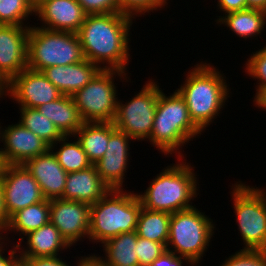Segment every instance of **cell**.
I'll list each match as a JSON object with an SVG mask.
<instances>
[{"label": "cell", "mask_w": 266, "mask_h": 266, "mask_svg": "<svg viewBox=\"0 0 266 266\" xmlns=\"http://www.w3.org/2000/svg\"><path fill=\"white\" fill-rule=\"evenodd\" d=\"M194 207L171 214L169 238L166 249L188 258L195 266L206 256L215 223L205 212Z\"/></svg>", "instance_id": "8992f818"}, {"label": "cell", "mask_w": 266, "mask_h": 266, "mask_svg": "<svg viewBox=\"0 0 266 266\" xmlns=\"http://www.w3.org/2000/svg\"><path fill=\"white\" fill-rule=\"evenodd\" d=\"M235 181L230 191L242 249L266 250V190Z\"/></svg>", "instance_id": "ba28073f"}, {"label": "cell", "mask_w": 266, "mask_h": 266, "mask_svg": "<svg viewBox=\"0 0 266 266\" xmlns=\"http://www.w3.org/2000/svg\"><path fill=\"white\" fill-rule=\"evenodd\" d=\"M30 266H71L61 256L30 258Z\"/></svg>", "instance_id": "f35d334b"}, {"label": "cell", "mask_w": 266, "mask_h": 266, "mask_svg": "<svg viewBox=\"0 0 266 266\" xmlns=\"http://www.w3.org/2000/svg\"><path fill=\"white\" fill-rule=\"evenodd\" d=\"M4 166H5V163L3 161L2 154L0 153V179H1V176H2V172H3Z\"/></svg>", "instance_id": "bcb514c9"}, {"label": "cell", "mask_w": 266, "mask_h": 266, "mask_svg": "<svg viewBox=\"0 0 266 266\" xmlns=\"http://www.w3.org/2000/svg\"><path fill=\"white\" fill-rule=\"evenodd\" d=\"M132 140L134 142L125 132L116 129L109 137L104 156L94 164L101 180L109 189H124Z\"/></svg>", "instance_id": "9a60e30c"}, {"label": "cell", "mask_w": 266, "mask_h": 266, "mask_svg": "<svg viewBox=\"0 0 266 266\" xmlns=\"http://www.w3.org/2000/svg\"><path fill=\"white\" fill-rule=\"evenodd\" d=\"M247 8L258 9L266 12V0H246Z\"/></svg>", "instance_id": "7bdbcfd3"}, {"label": "cell", "mask_w": 266, "mask_h": 266, "mask_svg": "<svg viewBox=\"0 0 266 266\" xmlns=\"http://www.w3.org/2000/svg\"><path fill=\"white\" fill-rule=\"evenodd\" d=\"M115 130L113 122H83L73 137L81 143L89 161L94 165L104 156L109 137Z\"/></svg>", "instance_id": "d4e9b609"}, {"label": "cell", "mask_w": 266, "mask_h": 266, "mask_svg": "<svg viewBox=\"0 0 266 266\" xmlns=\"http://www.w3.org/2000/svg\"><path fill=\"white\" fill-rule=\"evenodd\" d=\"M71 136H63L60 140L50 146L60 166L67 172H77L92 166L81 143L76 137L72 142ZM70 139V141H69ZM59 143V147L57 149Z\"/></svg>", "instance_id": "83f0119b"}, {"label": "cell", "mask_w": 266, "mask_h": 266, "mask_svg": "<svg viewBox=\"0 0 266 266\" xmlns=\"http://www.w3.org/2000/svg\"><path fill=\"white\" fill-rule=\"evenodd\" d=\"M8 222L9 218L5 210L3 190L0 180V235L3 234L4 230L7 228Z\"/></svg>", "instance_id": "60d3db41"}, {"label": "cell", "mask_w": 266, "mask_h": 266, "mask_svg": "<svg viewBox=\"0 0 266 266\" xmlns=\"http://www.w3.org/2000/svg\"><path fill=\"white\" fill-rule=\"evenodd\" d=\"M207 62H198L189 69L176 89L185 99L191 120L203 133L222 113L232 93L224 73Z\"/></svg>", "instance_id": "7a4b0ae2"}, {"label": "cell", "mask_w": 266, "mask_h": 266, "mask_svg": "<svg viewBox=\"0 0 266 266\" xmlns=\"http://www.w3.org/2000/svg\"><path fill=\"white\" fill-rule=\"evenodd\" d=\"M128 75L120 70L101 69L72 96L83 122L114 121L118 101L115 79L118 80L117 76L122 82H131Z\"/></svg>", "instance_id": "9c48e42d"}, {"label": "cell", "mask_w": 266, "mask_h": 266, "mask_svg": "<svg viewBox=\"0 0 266 266\" xmlns=\"http://www.w3.org/2000/svg\"><path fill=\"white\" fill-rule=\"evenodd\" d=\"M170 219V213L149 210L141 207L136 228L138 237L163 243L165 246H167Z\"/></svg>", "instance_id": "4316f807"}, {"label": "cell", "mask_w": 266, "mask_h": 266, "mask_svg": "<svg viewBox=\"0 0 266 266\" xmlns=\"http://www.w3.org/2000/svg\"><path fill=\"white\" fill-rule=\"evenodd\" d=\"M217 9L223 15L233 11H239L247 9V1L246 0H218L217 1ZM222 11V12H221Z\"/></svg>", "instance_id": "8d00e7d4"}, {"label": "cell", "mask_w": 266, "mask_h": 266, "mask_svg": "<svg viewBox=\"0 0 266 266\" xmlns=\"http://www.w3.org/2000/svg\"><path fill=\"white\" fill-rule=\"evenodd\" d=\"M24 238L27 241H23ZM22 241L25 242L24 245L26 244L27 247L21 245ZM15 243L18 254L25 258L57 257L71 247L61 236L59 230L50 222L35 231L27 233L20 242Z\"/></svg>", "instance_id": "ffe728a7"}, {"label": "cell", "mask_w": 266, "mask_h": 266, "mask_svg": "<svg viewBox=\"0 0 266 266\" xmlns=\"http://www.w3.org/2000/svg\"><path fill=\"white\" fill-rule=\"evenodd\" d=\"M9 266H30V258H25V257L18 254L11 261Z\"/></svg>", "instance_id": "ee69618b"}, {"label": "cell", "mask_w": 266, "mask_h": 266, "mask_svg": "<svg viewBox=\"0 0 266 266\" xmlns=\"http://www.w3.org/2000/svg\"><path fill=\"white\" fill-rule=\"evenodd\" d=\"M37 110L49 118L63 136L73 138L83 124L72 96L62 95L55 101L37 107Z\"/></svg>", "instance_id": "7402d4cb"}, {"label": "cell", "mask_w": 266, "mask_h": 266, "mask_svg": "<svg viewBox=\"0 0 266 266\" xmlns=\"http://www.w3.org/2000/svg\"><path fill=\"white\" fill-rule=\"evenodd\" d=\"M109 190V187L97 173L95 165H92L77 172L67 173L62 199L92 205L98 202Z\"/></svg>", "instance_id": "44dd1931"}, {"label": "cell", "mask_w": 266, "mask_h": 266, "mask_svg": "<svg viewBox=\"0 0 266 266\" xmlns=\"http://www.w3.org/2000/svg\"><path fill=\"white\" fill-rule=\"evenodd\" d=\"M141 202L134 191L110 189L90 205L88 240L96 245L122 233L136 231Z\"/></svg>", "instance_id": "5b68a950"}, {"label": "cell", "mask_w": 266, "mask_h": 266, "mask_svg": "<svg viewBox=\"0 0 266 266\" xmlns=\"http://www.w3.org/2000/svg\"><path fill=\"white\" fill-rule=\"evenodd\" d=\"M184 262V263H183ZM194 264L186 257L178 256L174 252L168 251L167 249L155 259L149 266H184Z\"/></svg>", "instance_id": "d590c367"}, {"label": "cell", "mask_w": 266, "mask_h": 266, "mask_svg": "<svg viewBox=\"0 0 266 266\" xmlns=\"http://www.w3.org/2000/svg\"><path fill=\"white\" fill-rule=\"evenodd\" d=\"M50 223L70 246L88 239L90 205L84 202L56 198L50 200Z\"/></svg>", "instance_id": "4fadbf2b"}, {"label": "cell", "mask_w": 266, "mask_h": 266, "mask_svg": "<svg viewBox=\"0 0 266 266\" xmlns=\"http://www.w3.org/2000/svg\"><path fill=\"white\" fill-rule=\"evenodd\" d=\"M219 17V18H218ZM215 24L224 25L239 38L251 40L258 35L261 37L266 28V12L258 9H244L218 16Z\"/></svg>", "instance_id": "cb8c5ba5"}, {"label": "cell", "mask_w": 266, "mask_h": 266, "mask_svg": "<svg viewBox=\"0 0 266 266\" xmlns=\"http://www.w3.org/2000/svg\"><path fill=\"white\" fill-rule=\"evenodd\" d=\"M169 0H120V13L133 18L149 15L151 12L165 9ZM149 13V14H148Z\"/></svg>", "instance_id": "4dcf8cb0"}, {"label": "cell", "mask_w": 266, "mask_h": 266, "mask_svg": "<svg viewBox=\"0 0 266 266\" xmlns=\"http://www.w3.org/2000/svg\"><path fill=\"white\" fill-rule=\"evenodd\" d=\"M177 160L163 168L143 194L137 193L142 207L172 214L195 206L192 201L199 194L200 183L195 167L185 158Z\"/></svg>", "instance_id": "3957f363"}, {"label": "cell", "mask_w": 266, "mask_h": 266, "mask_svg": "<svg viewBox=\"0 0 266 266\" xmlns=\"http://www.w3.org/2000/svg\"><path fill=\"white\" fill-rule=\"evenodd\" d=\"M5 127V129H4ZM1 129L0 148L5 165H23L27 160L44 154L50 145L19 122Z\"/></svg>", "instance_id": "5bb4252c"}, {"label": "cell", "mask_w": 266, "mask_h": 266, "mask_svg": "<svg viewBox=\"0 0 266 266\" xmlns=\"http://www.w3.org/2000/svg\"><path fill=\"white\" fill-rule=\"evenodd\" d=\"M29 29L0 24V77L6 83L27 68Z\"/></svg>", "instance_id": "2e32d148"}, {"label": "cell", "mask_w": 266, "mask_h": 266, "mask_svg": "<svg viewBox=\"0 0 266 266\" xmlns=\"http://www.w3.org/2000/svg\"><path fill=\"white\" fill-rule=\"evenodd\" d=\"M101 68L85 59L66 66H50L42 71L46 78L63 94L73 96L96 76Z\"/></svg>", "instance_id": "d6986e66"}, {"label": "cell", "mask_w": 266, "mask_h": 266, "mask_svg": "<svg viewBox=\"0 0 266 266\" xmlns=\"http://www.w3.org/2000/svg\"><path fill=\"white\" fill-rule=\"evenodd\" d=\"M0 180L8 218L45 199L37 181L24 165H5Z\"/></svg>", "instance_id": "8fae6325"}, {"label": "cell", "mask_w": 266, "mask_h": 266, "mask_svg": "<svg viewBox=\"0 0 266 266\" xmlns=\"http://www.w3.org/2000/svg\"><path fill=\"white\" fill-rule=\"evenodd\" d=\"M81 257V258H80ZM76 259L75 266H107L95 253L92 255H82ZM78 260V261H77Z\"/></svg>", "instance_id": "ab89813d"}, {"label": "cell", "mask_w": 266, "mask_h": 266, "mask_svg": "<svg viewBox=\"0 0 266 266\" xmlns=\"http://www.w3.org/2000/svg\"><path fill=\"white\" fill-rule=\"evenodd\" d=\"M83 60L84 53L76 33L47 30L31 24L27 68L42 72L50 66H66Z\"/></svg>", "instance_id": "52a82bcc"}, {"label": "cell", "mask_w": 266, "mask_h": 266, "mask_svg": "<svg viewBox=\"0 0 266 266\" xmlns=\"http://www.w3.org/2000/svg\"><path fill=\"white\" fill-rule=\"evenodd\" d=\"M10 242L11 241L5 242V240L0 237V266H9L11 261L18 255L17 245L16 244L14 246L7 245ZM9 246L11 247V249L8 251L7 248ZM5 247H7V248L5 249ZM5 250L7 252H9L8 255H7V253L5 254V252H4Z\"/></svg>", "instance_id": "74e56055"}, {"label": "cell", "mask_w": 266, "mask_h": 266, "mask_svg": "<svg viewBox=\"0 0 266 266\" xmlns=\"http://www.w3.org/2000/svg\"><path fill=\"white\" fill-rule=\"evenodd\" d=\"M166 246L163 243L151 241L141 237L137 238V257L139 266H149L164 251Z\"/></svg>", "instance_id": "836d02e7"}, {"label": "cell", "mask_w": 266, "mask_h": 266, "mask_svg": "<svg viewBox=\"0 0 266 266\" xmlns=\"http://www.w3.org/2000/svg\"><path fill=\"white\" fill-rule=\"evenodd\" d=\"M33 15L35 8L29 0H0V24L30 26L27 21Z\"/></svg>", "instance_id": "f546056e"}, {"label": "cell", "mask_w": 266, "mask_h": 266, "mask_svg": "<svg viewBox=\"0 0 266 266\" xmlns=\"http://www.w3.org/2000/svg\"><path fill=\"white\" fill-rule=\"evenodd\" d=\"M254 95L255 97H253V103L255 107L266 111V87H259L258 89H256V93Z\"/></svg>", "instance_id": "b9f144b4"}, {"label": "cell", "mask_w": 266, "mask_h": 266, "mask_svg": "<svg viewBox=\"0 0 266 266\" xmlns=\"http://www.w3.org/2000/svg\"><path fill=\"white\" fill-rule=\"evenodd\" d=\"M23 165L37 181L45 199L63 197L67 172L60 166L51 149L27 160Z\"/></svg>", "instance_id": "ac0fdd59"}, {"label": "cell", "mask_w": 266, "mask_h": 266, "mask_svg": "<svg viewBox=\"0 0 266 266\" xmlns=\"http://www.w3.org/2000/svg\"><path fill=\"white\" fill-rule=\"evenodd\" d=\"M245 62V73L247 76L257 79L255 89L266 87V45L249 56Z\"/></svg>", "instance_id": "1f68e13d"}, {"label": "cell", "mask_w": 266, "mask_h": 266, "mask_svg": "<svg viewBox=\"0 0 266 266\" xmlns=\"http://www.w3.org/2000/svg\"><path fill=\"white\" fill-rule=\"evenodd\" d=\"M31 5L36 8L39 4H41L44 0H29Z\"/></svg>", "instance_id": "7dc6e473"}, {"label": "cell", "mask_w": 266, "mask_h": 266, "mask_svg": "<svg viewBox=\"0 0 266 266\" xmlns=\"http://www.w3.org/2000/svg\"><path fill=\"white\" fill-rule=\"evenodd\" d=\"M155 80H148L130 100L124 102L118 98L117 101L113 124L135 141H147L153 129L160 94L159 83Z\"/></svg>", "instance_id": "30bf717a"}, {"label": "cell", "mask_w": 266, "mask_h": 266, "mask_svg": "<svg viewBox=\"0 0 266 266\" xmlns=\"http://www.w3.org/2000/svg\"><path fill=\"white\" fill-rule=\"evenodd\" d=\"M19 111L21 114L18 122L50 146L63 137L54 123L39 112L37 108L19 107Z\"/></svg>", "instance_id": "f1b7e54d"}, {"label": "cell", "mask_w": 266, "mask_h": 266, "mask_svg": "<svg viewBox=\"0 0 266 266\" xmlns=\"http://www.w3.org/2000/svg\"><path fill=\"white\" fill-rule=\"evenodd\" d=\"M63 94L40 71L29 68L15 75L7 83V96L19 107L37 108L55 101Z\"/></svg>", "instance_id": "7c38bea8"}, {"label": "cell", "mask_w": 266, "mask_h": 266, "mask_svg": "<svg viewBox=\"0 0 266 266\" xmlns=\"http://www.w3.org/2000/svg\"><path fill=\"white\" fill-rule=\"evenodd\" d=\"M134 19L120 12L86 15L84 23L76 33L85 59L97 64L101 69L127 73L131 59L130 30Z\"/></svg>", "instance_id": "6da1fadb"}, {"label": "cell", "mask_w": 266, "mask_h": 266, "mask_svg": "<svg viewBox=\"0 0 266 266\" xmlns=\"http://www.w3.org/2000/svg\"><path fill=\"white\" fill-rule=\"evenodd\" d=\"M49 222L50 200L44 199L39 203L25 207L14 213L9 218L7 228L3 232L4 235L1 234L0 237L5 241H9L10 237L8 238L7 236L10 234V231L11 233L13 231V234L16 232V234L21 235L18 238V242H20L27 233L35 231Z\"/></svg>", "instance_id": "603a6c76"}, {"label": "cell", "mask_w": 266, "mask_h": 266, "mask_svg": "<svg viewBox=\"0 0 266 266\" xmlns=\"http://www.w3.org/2000/svg\"><path fill=\"white\" fill-rule=\"evenodd\" d=\"M88 14H107L120 12V0H77Z\"/></svg>", "instance_id": "e575fe53"}, {"label": "cell", "mask_w": 266, "mask_h": 266, "mask_svg": "<svg viewBox=\"0 0 266 266\" xmlns=\"http://www.w3.org/2000/svg\"><path fill=\"white\" fill-rule=\"evenodd\" d=\"M137 232H126L108 239L102 246L103 256L97 255L107 266H139Z\"/></svg>", "instance_id": "484cf974"}, {"label": "cell", "mask_w": 266, "mask_h": 266, "mask_svg": "<svg viewBox=\"0 0 266 266\" xmlns=\"http://www.w3.org/2000/svg\"><path fill=\"white\" fill-rule=\"evenodd\" d=\"M5 96L7 97V83L0 77V98L3 100Z\"/></svg>", "instance_id": "f6af8a7d"}, {"label": "cell", "mask_w": 266, "mask_h": 266, "mask_svg": "<svg viewBox=\"0 0 266 266\" xmlns=\"http://www.w3.org/2000/svg\"><path fill=\"white\" fill-rule=\"evenodd\" d=\"M202 133L191 120L180 93L175 90L167 96L160 88L153 129L147 141L165 157L178 154L176 158H186L183 147Z\"/></svg>", "instance_id": "277c9868"}, {"label": "cell", "mask_w": 266, "mask_h": 266, "mask_svg": "<svg viewBox=\"0 0 266 266\" xmlns=\"http://www.w3.org/2000/svg\"><path fill=\"white\" fill-rule=\"evenodd\" d=\"M220 266H266V250L240 249Z\"/></svg>", "instance_id": "d6a6232c"}, {"label": "cell", "mask_w": 266, "mask_h": 266, "mask_svg": "<svg viewBox=\"0 0 266 266\" xmlns=\"http://www.w3.org/2000/svg\"><path fill=\"white\" fill-rule=\"evenodd\" d=\"M86 15L77 0H44L35 8L34 16L41 21L38 27L77 33Z\"/></svg>", "instance_id": "e0dca14e"}, {"label": "cell", "mask_w": 266, "mask_h": 266, "mask_svg": "<svg viewBox=\"0 0 266 266\" xmlns=\"http://www.w3.org/2000/svg\"><path fill=\"white\" fill-rule=\"evenodd\" d=\"M1 124V123H0ZM3 126L0 125V141H1V129ZM1 143V142H0Z\"/></svg>", "instance_id": "c3c4849f"}]
</instances>
